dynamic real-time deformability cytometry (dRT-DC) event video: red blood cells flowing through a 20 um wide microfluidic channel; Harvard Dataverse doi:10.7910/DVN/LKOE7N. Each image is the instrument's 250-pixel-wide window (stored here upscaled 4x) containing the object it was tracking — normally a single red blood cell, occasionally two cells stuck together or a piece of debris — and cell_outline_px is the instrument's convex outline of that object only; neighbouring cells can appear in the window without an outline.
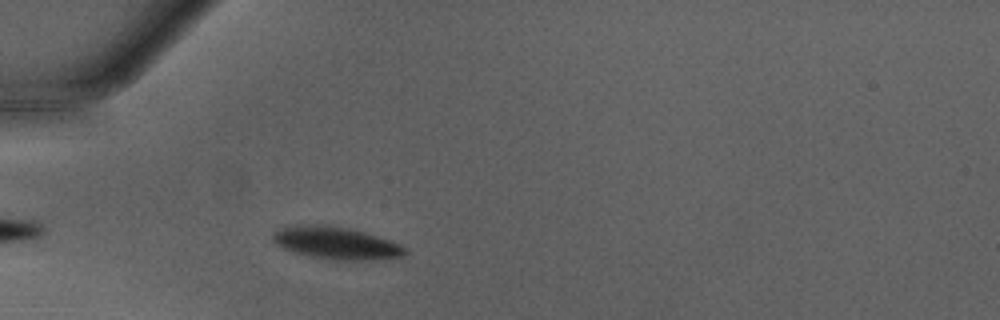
{"species": "Egyptian fruit bat (a non-hibernating species)", "species_latin": "Rousettus aegyptiacus", "temperature_condition": "warm", "stored_images_in_passage": 32, "camera_frame_rate_fps": 3000, "um_per_image_px": 0.085, "animal": {"sex": "male"}, "frame": {"image": 1, "passage_image": 4, "time_ms": 1.0, "image_size_px": [1000, 320], "cell_outline_px": [[408, 252], [404, 256], [372, 260], [332, 260], [292, 252], [276, 244], [272, 240], [272, 232], [276, 228], [308, 224], [332, 224], [364, 232], [392, 240], [400, 244]], "centroid_in_image_um": [28.56, 20.64], "position_along_channel_um": 56.4, "area_um2": 25.26}}
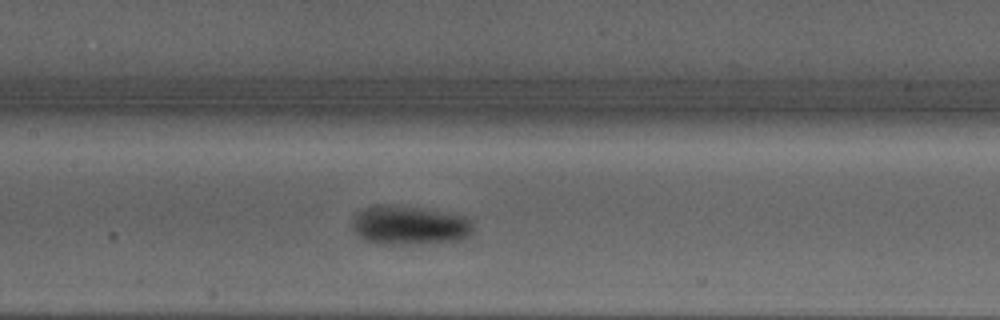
{"frame": {"image": 2, "passage_image": 13, "time_ms": 4.0, "image_size_px": [1000, 320], "cell_outline_px": [[476, 232], [472, 236], [460, 240], [428, 244], [380, 244], [368, 240], [360, 236], [352, 228], [352, 216], [356, 212], [372, 204], [396, 204], [472, 216], [476, 228]], "centroid_in_image_um": [34.92, 19.13], "position_along_channel_um": 172.5, "area_um2": 28.78}}
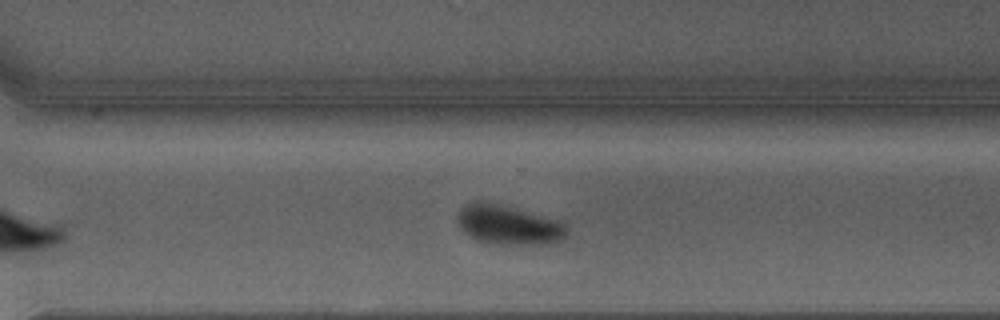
{"frame": {"image": 3, "passage_image": 24, "time_ms": 7.667, "image_size_px": [1000, 320], "cell_outline_px": [[568, 232], [564, 240], [520, 244], [500, 244], [476, 240], [468, 236], [460, 228], [456, 220], [456, 216], [464, 204], [476, 200], [488, 200], [564, 220], [568, 228]], "centroid_in_image_um": [43.21, 19.05], "position_along_channel_um": 327.4, "area_um2": 25.84}, "authors_computed_cell_mechanics": {"area_um2": 26.01, "velocity_mm_per_s": 4.2248, "shape_relaxation_time_tau1_ms": 3.1758, "shape_relaxation_time_tau2_ms": null, "deformation_change_tau1": 0.148, "deformation_change_tau2": null}}